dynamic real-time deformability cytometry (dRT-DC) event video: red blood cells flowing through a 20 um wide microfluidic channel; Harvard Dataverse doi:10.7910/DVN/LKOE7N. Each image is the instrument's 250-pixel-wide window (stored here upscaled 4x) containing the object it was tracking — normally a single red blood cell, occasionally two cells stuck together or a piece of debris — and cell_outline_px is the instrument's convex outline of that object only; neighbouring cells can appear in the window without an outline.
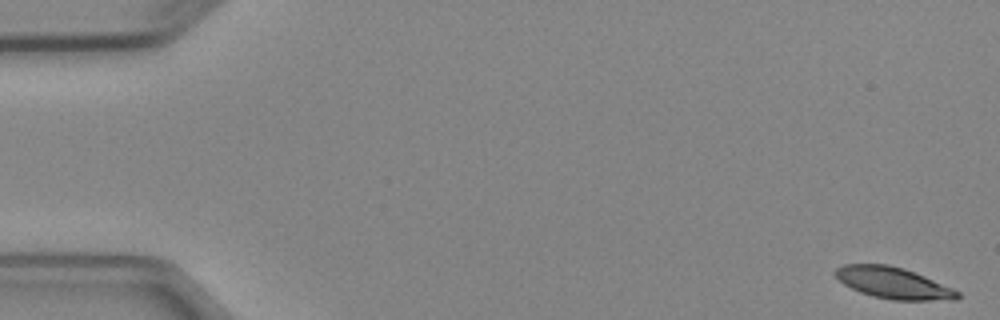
{"species": "Egyptian fruit bat (a non-hibernating species)", "species_latin": "Rousettus aegyptiacus", "temperature_condition": "cold", "stored_images_in_passage": 6, "camera_frame_rate_fps": 3000, "um_per_image_px": 0.085, "animal": {"sex": "female"}, "frame": {"image": 1, "passage_image": 1, "time_ms": 0.0, "image_size_px": [1000, 320], "cell_outline_px": [[960, 296], [956, 300], [892, 300], [872, 296], [860, 292], [844, 284], [832, 272], [836, 268], [844, 264], [888, 264], [904, 268], [924, 276], [952, 288], [960, 292]], "centroid_in_image_um": [75.92, 24.05], "position_along_channel_um": 9.1, "area_um2": 22.31}}
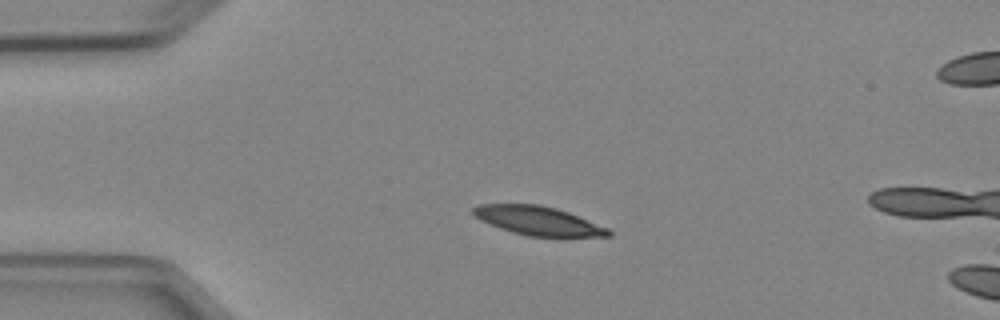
{"frame": {"image": 2, "passage_image": 4, "time_ms": 3.667, "image_size_px": [1000, 320], "cell_outline_px": [[612, 236], [564, 240], [556, 240], [528, 236], [512, 232], [488, 224], [480, 220], [472, 212], [472, 208], [480, 204], [540, 204], [556, 208], [568, 212], [608, 228], [612, 232]], "centroid_in_image_um": [45.85, 18.83], "position_along_channel_um": 39.1, "area_um2": 23.87}}